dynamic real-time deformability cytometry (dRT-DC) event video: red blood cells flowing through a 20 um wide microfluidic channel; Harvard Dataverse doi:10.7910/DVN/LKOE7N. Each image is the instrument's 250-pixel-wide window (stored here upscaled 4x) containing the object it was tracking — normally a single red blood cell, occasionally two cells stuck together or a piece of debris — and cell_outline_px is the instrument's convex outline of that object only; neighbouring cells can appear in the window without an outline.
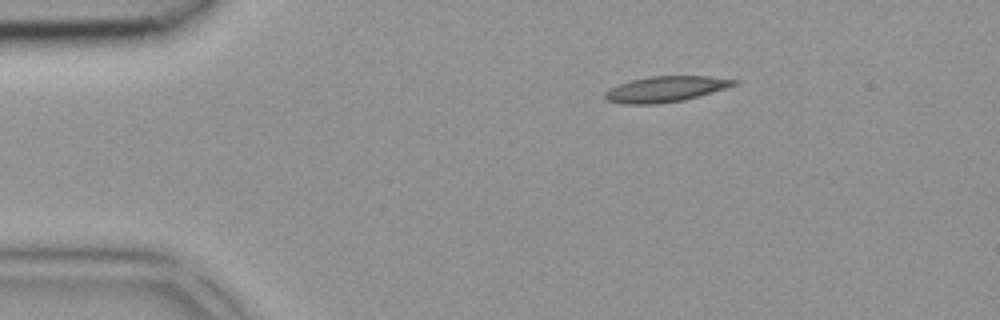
{"species": "common noctule bat (a hibernating species)", "species_latin": "Nyctalus noctula", "temperature_condition": "room temperature", "stored_images_in_passage": 36, "camera_frame_rate_fps": 3000, "um_per_image_px": 0.085, "animal": {"sex": "female", "body_mass_g": 18.4}, "frame": {"image": 1, "passage_image": 1, "time_ms": 0.0, "image_size_px": [1000, 320], "cell_outline_px": [[740, 80], [736, 84], [712, 92], [684, 100], [656, 104], [620, 104], [608, 100], [604, 96], [604, 92], [620, 84], [632, 80], [652, 76], [708, 76]], "centroid_in_image_um": [56.58, 7.57], "position_along_channel_um": 28.4, "area_um2": 19.07}}
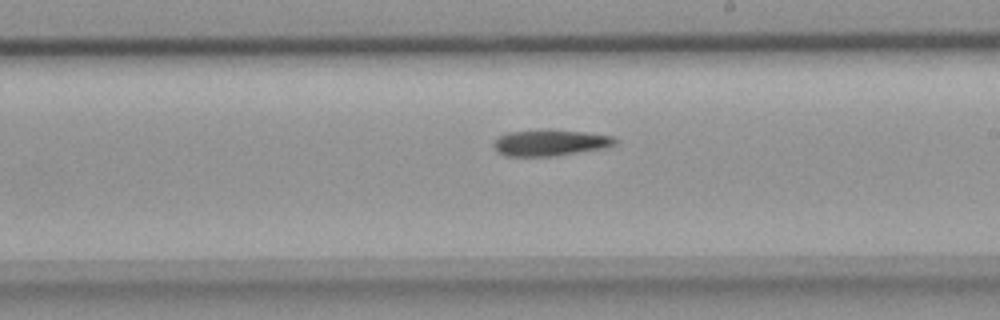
{"frame": {"image": 2, "passage_image": 18, "time_ms": 5.667, "image_size_px": [1000, 320], "cell_outline_px": [[620, 140], [616, 144], [608, 148], [556, 156], [504, 156], [496, 152], [492, 144], [504, 132], [548, 128], [584, 132], [612, 136]], "centroid_in_image_um": [46.78, 12.12], "position_along_channel_um": 242.2, "area_um2": 19.25}}
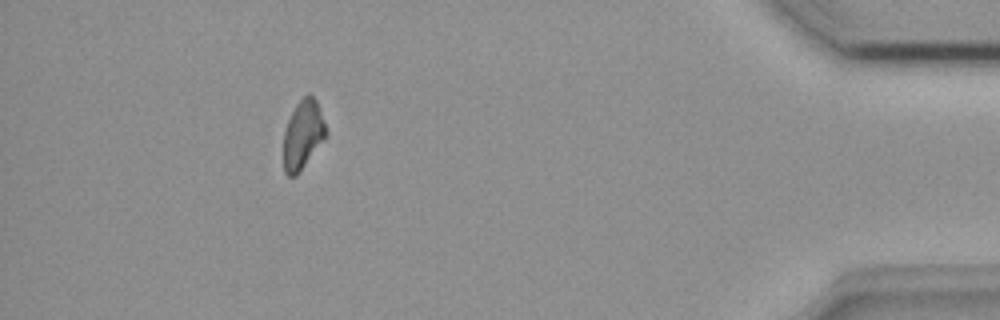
{"frame": {"image": 3, "passage_image": 32, "time_ms": 10.333, "image_size_px": [1000, 320], "cell_outline_px": [[328, 136], [300, 172], [296, 176], [288, 176], [284, 172], [284, 132], [288, 120], [296, 104], [308, 92], [316, 100], [328, 132]], "centroid_in_image_um": [25.77, 11.47], "position_along_channel_um": 409.4, "area_um2": 17.17}}